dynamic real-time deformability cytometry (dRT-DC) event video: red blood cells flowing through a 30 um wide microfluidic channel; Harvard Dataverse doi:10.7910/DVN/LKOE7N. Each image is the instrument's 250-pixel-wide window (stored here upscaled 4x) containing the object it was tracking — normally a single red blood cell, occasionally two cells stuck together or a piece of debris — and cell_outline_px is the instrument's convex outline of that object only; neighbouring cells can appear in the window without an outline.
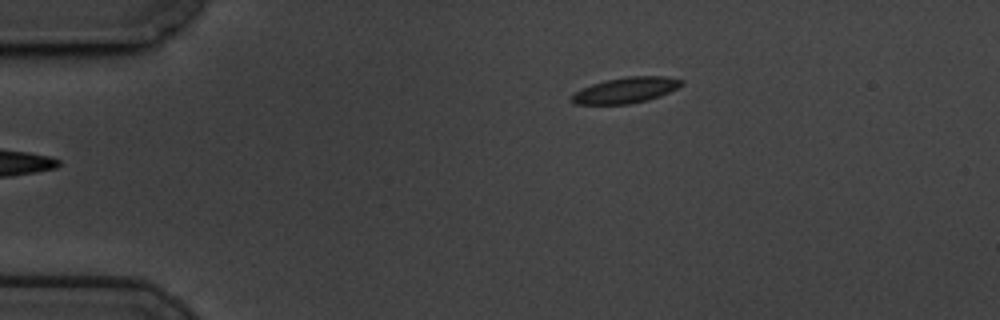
{"species": "common noctule bat (a hibernating species)", "species_latin": "Nyctalus noctula", "temperature_condition": "cold", "stored_images_in_passage": 3, "camera_frame_rate_fps": 3000, "um_per_image_px": 0.085, "animal": {"sex": "male", "body_mass_g": 19.5, "forearm_length_mm": 54.6}, "frame": {"image": 1, "passage_image": 3, "time_ms": 0.667, "image_size_px": [1000, 320], "cell_outline_px": [[684, 84], [660, 96], [648, 100], [628, 104], [572, 104], [568, 100], [576, 92], [592, 84], [604, 80], [628, 76], [664, 76], [684, 80]], "centroid_in_image_um": [53.19, 7.67], "position_along_channel_um": 31.8, "area_um2": 16.47}}